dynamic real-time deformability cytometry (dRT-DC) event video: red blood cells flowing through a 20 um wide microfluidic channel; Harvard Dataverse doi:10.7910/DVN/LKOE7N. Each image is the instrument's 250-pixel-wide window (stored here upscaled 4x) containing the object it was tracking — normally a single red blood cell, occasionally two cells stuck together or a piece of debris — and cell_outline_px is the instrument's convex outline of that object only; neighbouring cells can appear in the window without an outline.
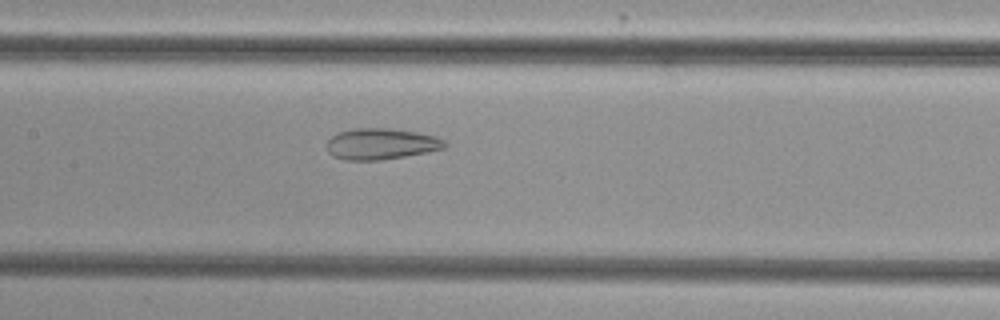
{"species": "common noctule bat (a hibernating species)", "species_latin": "Nyctalus noctula", "temperature_condition": "cold", "stored_images_in_passage": 41, "camera_frame_rate_fps": 3000, "um_per_image_px": 0.085, "animal": {"sex": "female", "body_mass_g": 29.2, "forearm_length_mm": 56.3}, "frame": {"image": 1, "passage_image": 14, "time_ms": 4.333, "image_size_px": [1000, 320], "cell_outline_px": [[448, 144], [444, 148], [428, 152], [380, 160], [344, 160], [332, 156], [328, 152], [324, 144], [332, 136], [340, 132], [352, 128], [392, 128], [416, 132], [436, 136], [444, 140]], "centroid_in_image_um": [32.37, 12.23], "position_along_channel_um": 175.0, "area_um2": 21.62}}
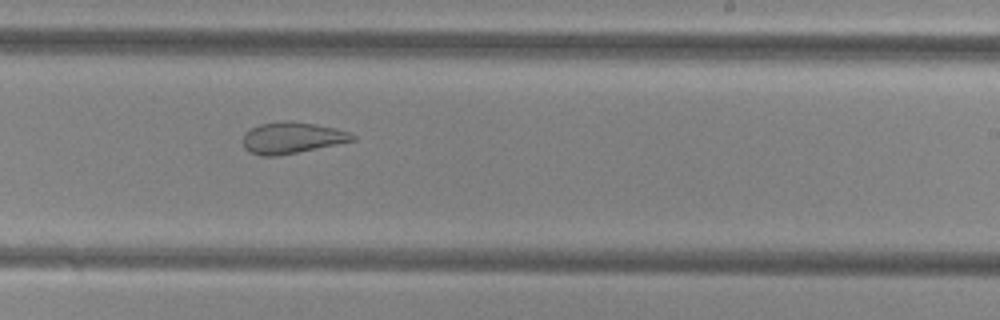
{"frame": {"image": 2, "passage_image": 21, "time_ms": 6.667, "image_size_px": [1000, 320], "cell_outline_px": [[356, 140], [276, 156], [260, 156], [244, 148], [244, 132], [260, 124], [284, 120], [288, 120], [316, 124], [336, 128], [352, 132], [356, 136]], "centroid_in_image_um": [24.84, 11.7], "position_along_channel_um": 264.2, "area_um2": 19.94}}
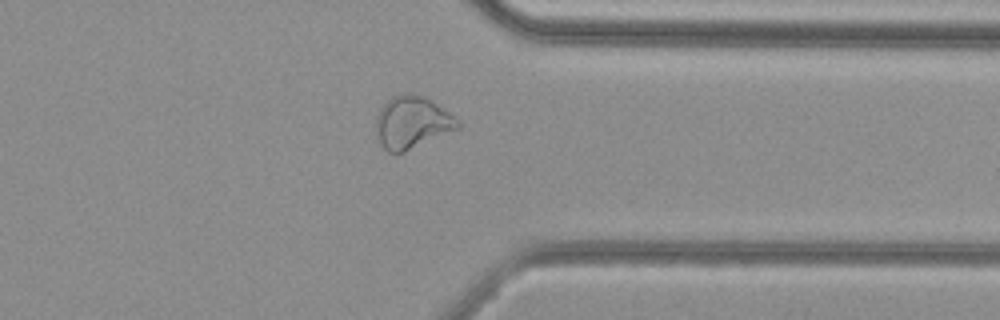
{"frame": {"image": 3, "passage_image": 30, "time_ms": 9.667, "image_size_px": [1000, 320], "cell_outline_px": [[460, 128], [404, 152], [388, 152], [380, 144], [376, 136], [376, 116], [380, 108], [392, 96], [420, 96], [436, 104], [460, 120]], "centroid_in_image_um": [35.01, 10.46], "position_along_channel_um": 376.4, "area_um2": 24.33}, "authors_computed_cell_mechanics": {"area_um2": 24.3338, "velocity_mm_per_s": 3.8333, "shape_relaxation_time_tau1_ms": null, "shape_relaxation_time_tau2_ms": 1.9793, "deformation_change_tau1": null, "deformation_change_tau2": 0.091}}